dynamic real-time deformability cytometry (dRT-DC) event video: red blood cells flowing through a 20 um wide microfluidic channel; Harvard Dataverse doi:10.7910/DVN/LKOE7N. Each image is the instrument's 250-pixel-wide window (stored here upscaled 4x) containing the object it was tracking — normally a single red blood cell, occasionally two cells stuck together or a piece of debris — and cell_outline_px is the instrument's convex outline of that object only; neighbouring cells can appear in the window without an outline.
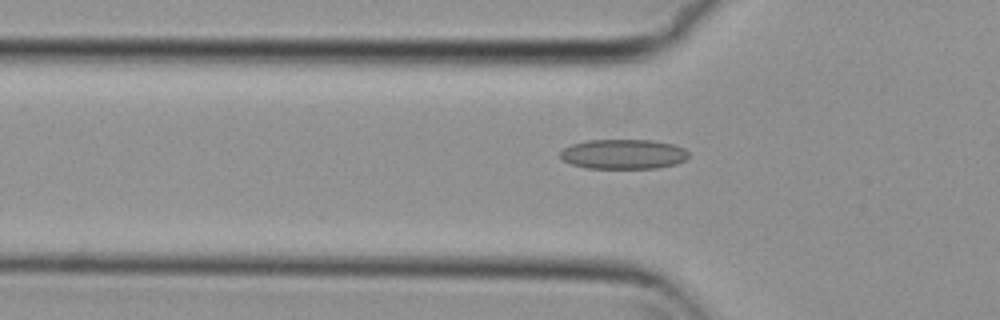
{"species": "common noctule bat (a hibernating species)", "species_latin": "Nyctalus noctula", "temperature_condition": "cold", "stored_images_in_passage": 39, "camera_frame_rate_fps": 3000, "um_per_image_px": 0.085, "animal": {"sex": "female", "body_mass_g": 29.2, "forearm_length_mm": 56.3}, "frame": {"image": 1, "passage_image": 2, "time_ms": 0.333, "image_size_px": [1000, 320], "cell_outline_px": [[688, 156], [684, 160], [676, 164], [656, 168], [584, 168], [572, 164], [564, 160], [560, 156], [560, 152], [564, 148], [572, 144], [588, 140], [652, 140], [672, 144], [684, 148], [688, 152]], "centroid_in_image_um": [52.98, 13.1], "position_along_channel_um": 72.8, "area_um2": 22.2}}
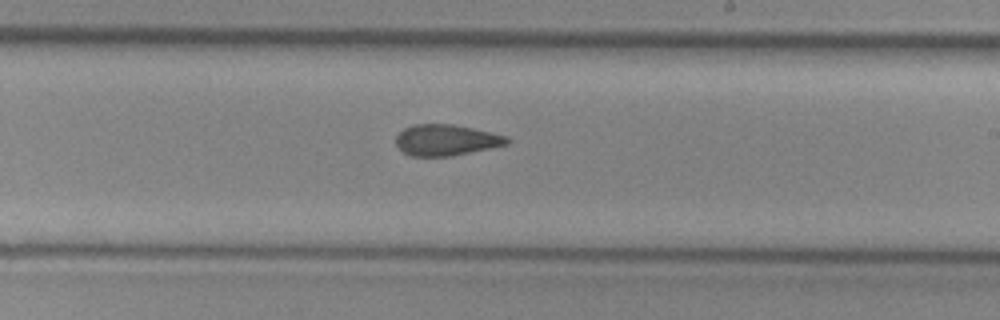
{"frame": {"image": 2, "passage_image": 16, "time_ms": 5.0, "image_size_px": [1000, 320], "cell_outline_px": [[512, 140], [508, 144], [452, 156], [412, 156], [404, 152], [396, 144], [396, 136], [404, 128], [412, 124], [452, 124], [472, 128], [508, 136]], "centroid_in_image_um": [37.94, 11.9], "position_along_channel_um": 251.1, "area_um2": 20.06}}
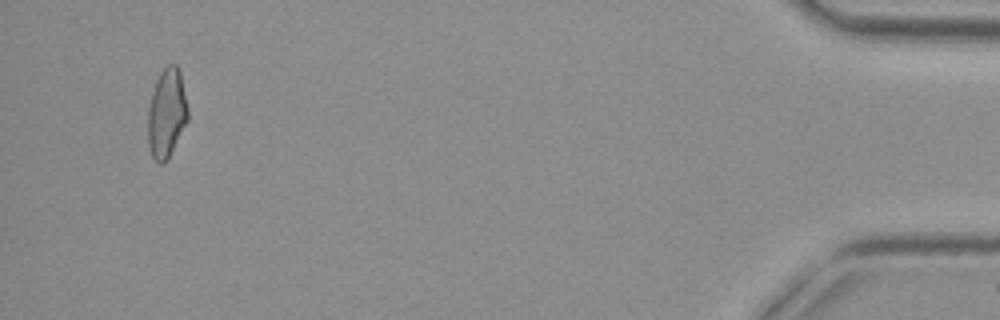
{"frame": {"image": 3, "passage_image": 36, "time_ms": 11.667, "image_size_px": [1000, 320], "cell_outline_px": [[188, 120], [168, 160], [164, 164], [160, 164], [152, 156], [148, 144], [148, 108], [152, 92], [156, 80], [160, 72], [168, 64], [176, 64], [180, 72], [188, 108]], "centroid_in_image_um": [14.17, 9.64], "position_along_channel_um": 421.0, "area_um2": 20.87}}